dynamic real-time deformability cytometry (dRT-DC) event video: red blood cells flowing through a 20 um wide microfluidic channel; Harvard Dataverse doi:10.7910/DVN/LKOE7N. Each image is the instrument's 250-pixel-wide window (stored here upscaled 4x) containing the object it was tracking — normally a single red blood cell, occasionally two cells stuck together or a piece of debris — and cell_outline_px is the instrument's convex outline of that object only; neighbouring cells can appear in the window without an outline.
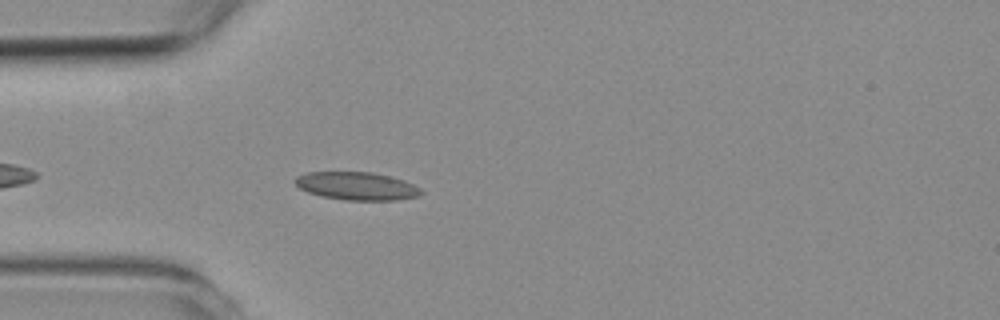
{"species": "common noctule bat (a hibernating species)", "species_latin": "Nyctalus noctula", "temperature_condition": "room temperature", "stored_images_in_passage": 4, "camera_frame_rate_fps": 3000, "um_per_image_px": 0.085, "animal": {"sex": "female", "body_mass_g": 19.3, "forearm_length_mm": 54.1}, "frame": {"image": 1, "passage_image": 4, "time_ms": 4.667, "image_size_px": [1000, 320], "cell_outline_px": [[424, 192], [420, 196], [396, 200], [344, 200], [320, 196], [308, 192], [300, 188], [292, 180], [296, 176], [308, 172], [372, 172], [392, 176], [404, 180], [420, 188]], "centroid_in_image_um": [30.33, 15.81], "position_along_channel_um": 54.7, "area_um2": 20.75}}